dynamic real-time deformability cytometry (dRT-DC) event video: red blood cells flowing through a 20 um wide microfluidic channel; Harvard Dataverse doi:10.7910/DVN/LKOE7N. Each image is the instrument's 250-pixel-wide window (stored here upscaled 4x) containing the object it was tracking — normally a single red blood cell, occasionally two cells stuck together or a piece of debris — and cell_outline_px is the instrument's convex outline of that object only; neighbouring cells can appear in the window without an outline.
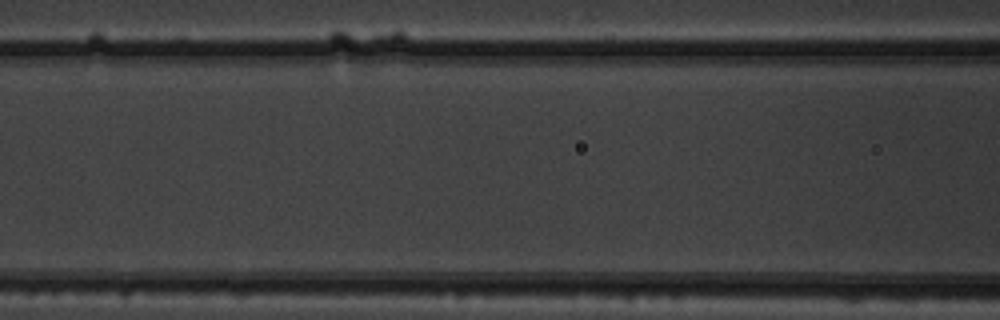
{"species": "common noctule bat (a hibernating species)", "species_latin": "Nyctalus noctula", "temperature_condition": "warm", "stored_images_in_passage": 6, "camera_frame_rate_fps": 3000, "um_per_image_px": 0.085, "animal": {"sex": "male", "body_mass_g": 19.5, "forearm_length_mm": 54.6}, "frame": {"image": 1, "passage_image": 4, "time_ms": 3.333, "image_size_px": [1000, 320], "cell_outline_px": [[168, 240], [160, 244], [36, 244], [28, 240], [28, 228], [32, 224], [40, 220], [136, 220], [160, 228], [168, 232]], "centroid_in_image_um": [8.12, 19.76], "position_along_channel_um": 158.5, "area_um2": 22.48}}